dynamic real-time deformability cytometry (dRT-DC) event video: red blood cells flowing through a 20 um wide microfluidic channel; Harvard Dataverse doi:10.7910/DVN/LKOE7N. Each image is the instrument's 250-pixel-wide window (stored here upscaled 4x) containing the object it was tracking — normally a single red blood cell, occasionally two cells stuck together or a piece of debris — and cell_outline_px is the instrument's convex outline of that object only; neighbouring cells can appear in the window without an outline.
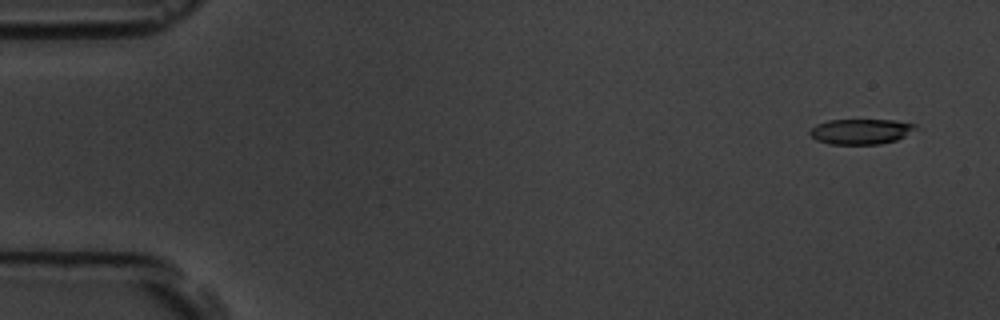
{"species": "common noctule bat (a hibernating species)", "species_latin": "Nyctalus noctula", "temperature_condition": "room temperature", "stored_images_in_passage": 6, "camera_frame_rate_fps": 3000, "um_per_image_px": 0.085, "animal": {"sex": "male", "body_mass_g": 19.5, "forearm_length_mm": 54.6}, "frame": {"image": 1, "passage_image": 1, "time_ms": 0.0, "image_size_px": [1000, 320], "cell_outline_px": [[916, 128], [904, 136], [896, 140], [880, 144], [828, 144], [816, 140], [808, 132], [816, 124], [828, 120], [896, 120], [916, 124]], "centroid_in_image_um": [73.15, 11.17], "position_along_channel_um": 11.9, "area_um2": 15.55}}
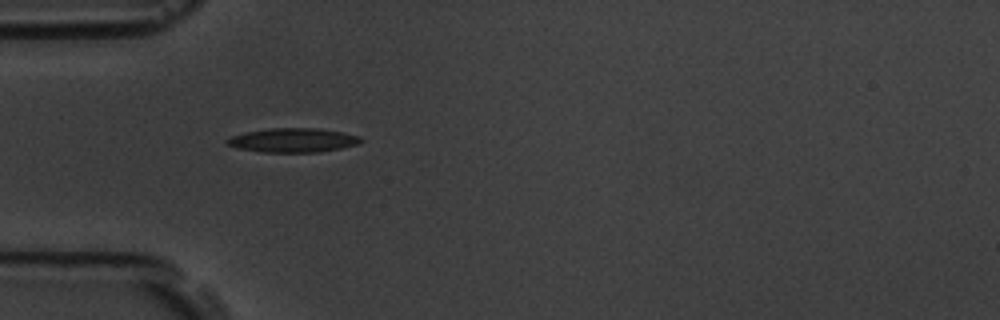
{"frame": {"image": 2, "passage_image": 5, "time_ms": 4.667, "image_size_px": [1000, 320], "cell_outline_px": [[364, 140], [356, 144], [340, 148], [320, 152], [264, 152], [236, 148], [228, 144], [224, 140], [228, 136], [244, 132], [268, 128], [320, 128], [344, 132], [360, 136]], "centroid_in_image_um": [24.87, 11.9], "position_along_channel_um": 60.1, "area_um2": 19.02}}
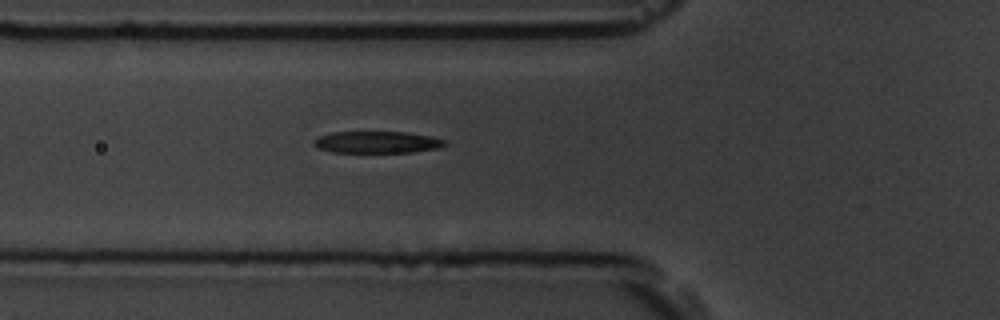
{"frame": {"image": 3, "passage_image": 6, "time_ms": 5.667, "image_size_px": [1000, 320], "cell_outline_px": [[448, 144], [436, 148], [412, 152], [332, 152], [316, 148], [312, 144], [312, 140], [320, 136], [332, 132], [408, 132], [448, 140]], "centroid_in_image_um": [32.02, 12.08], "position_along_channel_um": 93.8, "area_um2": 16.7}}